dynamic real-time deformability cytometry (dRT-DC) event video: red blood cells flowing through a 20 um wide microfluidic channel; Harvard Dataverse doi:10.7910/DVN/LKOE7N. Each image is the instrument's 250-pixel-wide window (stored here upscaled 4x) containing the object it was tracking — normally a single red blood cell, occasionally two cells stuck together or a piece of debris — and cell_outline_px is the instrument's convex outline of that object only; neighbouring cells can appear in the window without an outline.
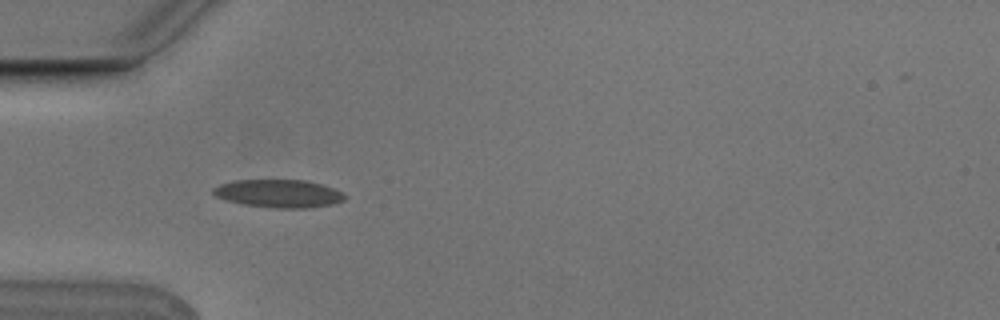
{"species": "Egyptian fruit bat (a non-hibernating species)", "species_latin": "Rousettus aegyptiacus", "temperature_condition": "cold", "stored_images_in_passage": 4, "camera_frame_rate_fps": 3000, "um_per_image_px": 0.085, "animal": {"sex": "male"}, "frame": {"image": 1, "passage_image": 4, "time_ms": 1.0, "image_size_px": [1000, 320], "cell_outline_px": [[344, 200], [332, 204], [308, 208], [276, 208], [240, 204], [216, 196], [212, 192], [212, 188], [220, 184], [236, 180], [304, 180], [320, 184], [332, 188], [340, 192], [344, 196]], "centroid_in_image_um": [23.65, 16.45], "position_along_channel_um": 61.4, "area_um2": 21.21}}